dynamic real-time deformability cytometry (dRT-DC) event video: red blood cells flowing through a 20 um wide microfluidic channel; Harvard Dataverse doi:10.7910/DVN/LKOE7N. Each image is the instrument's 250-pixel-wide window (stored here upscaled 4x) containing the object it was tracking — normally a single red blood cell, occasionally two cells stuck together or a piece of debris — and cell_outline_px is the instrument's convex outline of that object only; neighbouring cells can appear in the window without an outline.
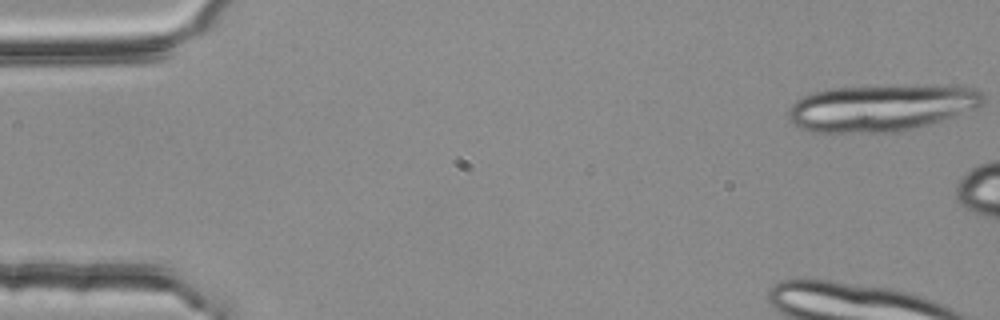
{"species": "common noctule bat (a hibernating species)", "species_latin": "Nyctalus noctula", "temperature_condition": "room temperature", "stored_images_in_passage": 5, "camera_frame_rate_fps": 3000, "um_per_image_px": 0.085, "animal": {"sex": "female", "body_mass_g": 25.1}, "frame": {"image": 1, "passage_image": 1, "time_ms": 0.0, "image_size_px": [1000, 320], "cell_outline_px": [[984, 104], [980, 108], [928, 124], [900, 132], [812, 132], [800, 128], [788, 116], [788, 108], [796, 100], [812, 92], [828, 88], [904, 84], [916, 84], [976, 88], [984, 92]], "centroid_in_image_um": [74.95, 9.13], "position_along_channel_um": 10.0, "area_um2": 53.81}}